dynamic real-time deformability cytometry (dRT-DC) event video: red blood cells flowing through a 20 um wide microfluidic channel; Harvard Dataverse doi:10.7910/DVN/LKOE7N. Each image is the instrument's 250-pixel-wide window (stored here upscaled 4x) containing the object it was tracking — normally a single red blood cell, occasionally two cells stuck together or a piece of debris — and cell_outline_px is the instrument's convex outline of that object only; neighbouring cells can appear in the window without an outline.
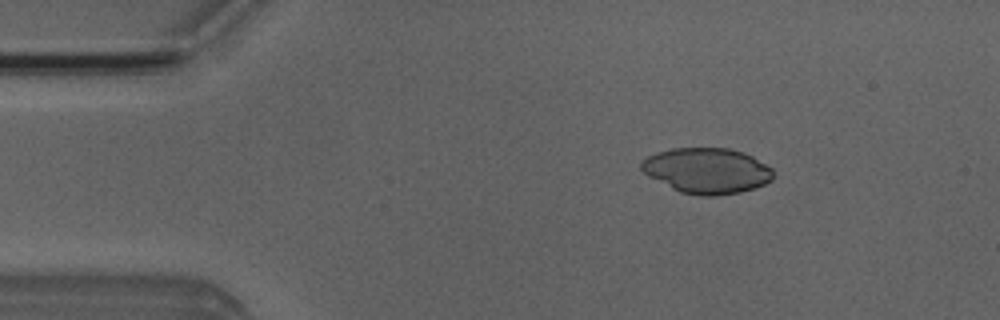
{"species": "Egyptian fruit bat (a non-hibernating species)", "species_latin": "Rousettus aegyptiacus", "temperature_condition": "room temperature", "stored_images_in_passage": 5, "camera_frame_rate_fps": 3000, "um_per_image_px": 0.085, "animal": {"sex": "male"}, "frame": {"image": 1, "passage_image": 3, "time_ms": 2.333, "image_size_px": [1000, 320], "cell_outline_px": [[772, 180], [764, 184], [740, 192], [716, 196], [700, 196], [680, 192], [648, 176], [640, 168], [640, 160], [656, 152], [672, 148], [728, 148], [744, 152], [752, 156], [772, 168]], "centroid_in_image_um": [60.06, 14.5], "position_along_channel_um": 24.9, "area_um2": 35.03}}